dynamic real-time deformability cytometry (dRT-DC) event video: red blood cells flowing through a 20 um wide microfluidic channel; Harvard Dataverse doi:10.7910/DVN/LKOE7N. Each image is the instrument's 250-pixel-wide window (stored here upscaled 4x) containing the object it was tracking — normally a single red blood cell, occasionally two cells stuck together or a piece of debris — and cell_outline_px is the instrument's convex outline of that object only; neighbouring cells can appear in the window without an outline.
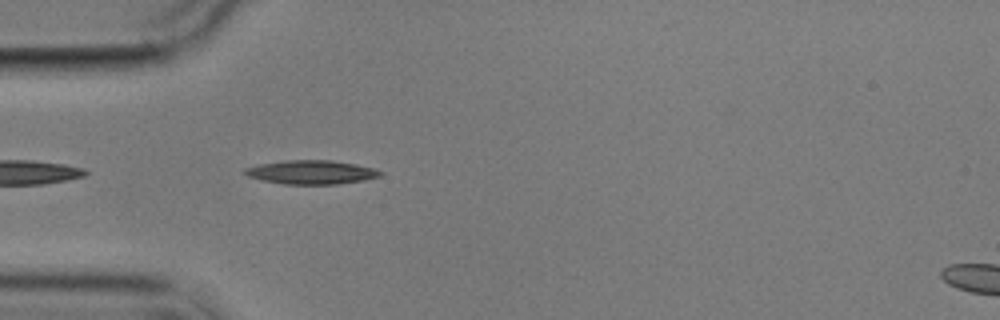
{"species": "common noctule bat (a hibernating species)", "species_latin": "Nyctalus noctula", "temperature_condition": "cold", "stored_images_in_passage": 5, "segment_of_instrument_passage": [1, 2], "camera_frame_rate_fps": 3000, "um_per_image_px": 0.085, "animal": {"sex": "male", "body_mass_g": 17.9}, "frame": {"image": 1, "passage_image": 4, "time_ms": 4.333, "image_size_px": [1000, 320], "cell_outline_px": [[384, 172], [380, 176], [364, 180], [336, 184], [284, 184], [264, 180], [248, 176], [244, 172], [244, 168], [260, 164], [284, 160], [332, 160], [356, 164], [376, 168]], "centroid_in_image_um": [26.51, 14.63], "position_along_channel_um": 58.5, "area_um2": 18.79}}